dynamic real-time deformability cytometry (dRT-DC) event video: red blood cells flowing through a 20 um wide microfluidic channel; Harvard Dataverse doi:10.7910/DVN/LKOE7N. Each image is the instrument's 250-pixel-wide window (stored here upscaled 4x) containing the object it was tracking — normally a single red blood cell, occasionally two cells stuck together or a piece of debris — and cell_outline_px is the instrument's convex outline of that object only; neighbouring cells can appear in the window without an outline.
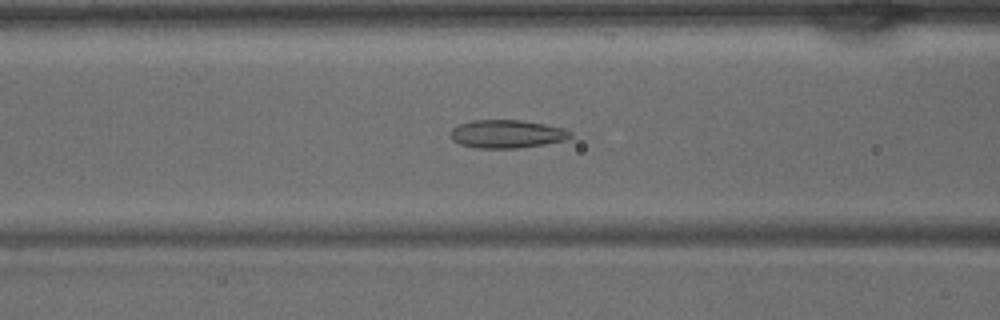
{"species": "common noctule bat (a hibernating species)", "species_latin": "Nyctalus noctula", "temperature_condition": "warm", "stored_images_in_passage": 41, "camera_frame_rate_fps": 3000, "um_per_image_px": 0.085, "animal": {"sex": "male", "body_mass_g": 15.6}, "frame": {"image": 1, "passage_image": 16, "time_ms": 5.0, "image_size_px": [1000, 320], "cell_outline_px": [[572, 136], [564, 140], [544, 144], [516, 148], [476, 148], [460, 144], [452, 140], [452, 128], [460, 124], [472, 120], [520, 120], [544, 124], [564, 128], [572, 132]], "centroid_in_image_um": [43.09, 11.38], "position_along_channel_um": 123.5, "area_um2": 19.54}}
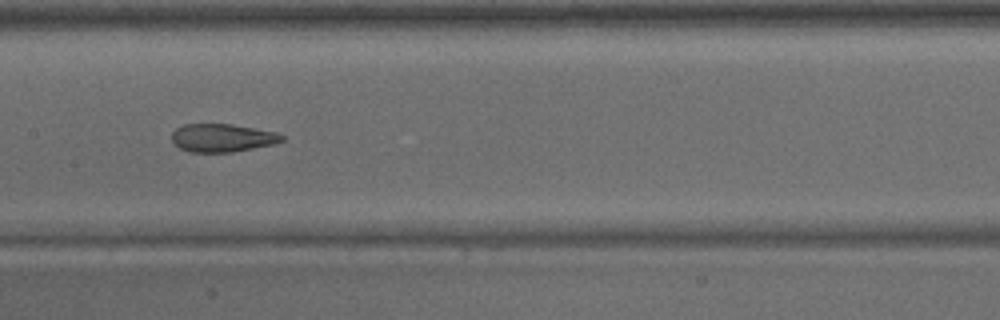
{"frame": {"image": 2, "passage_image": 20, "time_ms": 6.333, "image_size_px": [1000, 320], "cell_outline_px": [[284, 140], [272, 144], [232, 152], [192, 152], [180, 148], [172, 140], [172, 132], [176, 128], [184, 124], [232, 124], [276, 132], [284, 136]], "centroid_in_image_um": [18.88, 11.71], "position_along_channel_um": 188.5, "area_um2": 17.86}}
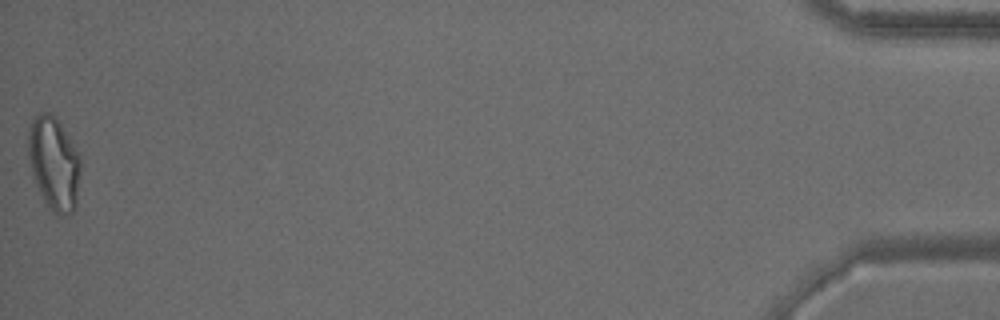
{"frame": {"image": 3, "passage_image": 41, "time_ms": 13.333, "image_size_px": [1000, 320], "cell_outline_px": [[80, 172], [76, 208], [68, 216], [60, 216], [52, 212], [48, 208], [32, 176], [28, 156], [28, 132], [32, 120], [40, 112], [52, 112], [56, 116], [80, 152]], "centroid_in_image_um": [4.6, 13.89], "position_along_channel_um": 430.6, "area_um2": 29.07}}